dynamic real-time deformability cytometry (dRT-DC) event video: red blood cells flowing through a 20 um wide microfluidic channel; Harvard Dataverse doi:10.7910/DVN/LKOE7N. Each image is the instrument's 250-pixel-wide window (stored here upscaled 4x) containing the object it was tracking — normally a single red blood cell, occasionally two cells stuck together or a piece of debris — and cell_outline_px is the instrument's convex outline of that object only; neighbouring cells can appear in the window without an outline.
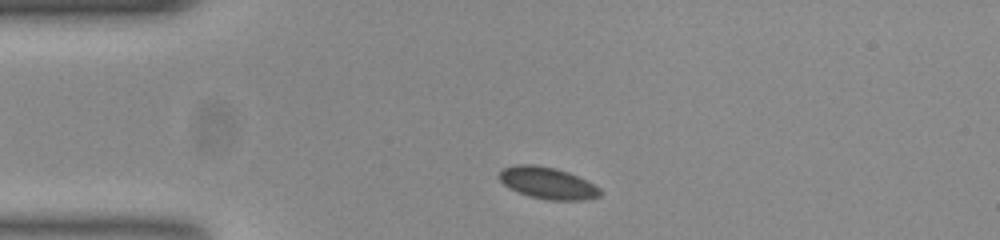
{"species": "common noctule bat (a hibernating species)", "species_latin": "Nyctalus noctula", "temperature_condition": "room temperature", "stored_images_in_passage": 45, "camera_frame_rate_fps": 3000, "um_per_image_px": 0.085, "animal": {"sex": "female", "body_mass_g": 23.0, "forearm_length_mm": 53.4}, "frame": {"image": 1, "passage_image": 3, "time_ms": 0.667, "image_size_px": [1000, 240], "cell_outline_px": [[600, 196], [580, 200], [552, 200], [532, 196], [520, 192], [504, 184], [500, 180], [500, 172], [504, 168], [524, 164], [528, 164], [552, 168], [568, 172], [600, 188]], "centroid_in_image_um": [46.56, 15.56], "position_along_channel_um": 38.4, "area_um2": 17.8}}
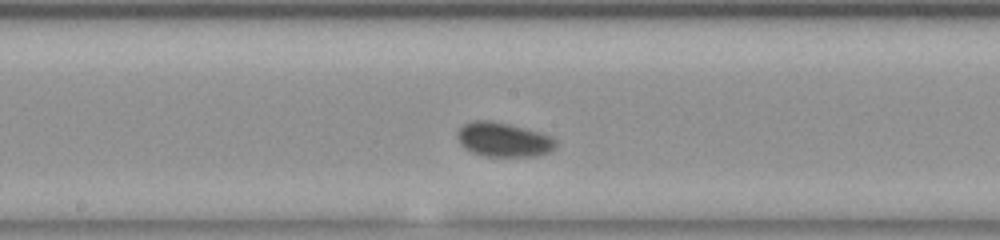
{"frame": {"image": 2, "passage_image": 19, "time_ms": 6.0, "image_size_px": [1000, 240], "cell_outline_px": [[556, 144], [548, 152], [536, 156], [484, 156], [472, 152], [460, 140], [460, 128], [464, 124], [472, 120], [492, 120], [508, 124], [536, 132], [548, 136], [556, 140]], "centroid_in_image_um": [42.8, 11.87], "position_along_channel_um": 205.4, "area_um2": 18.9}}
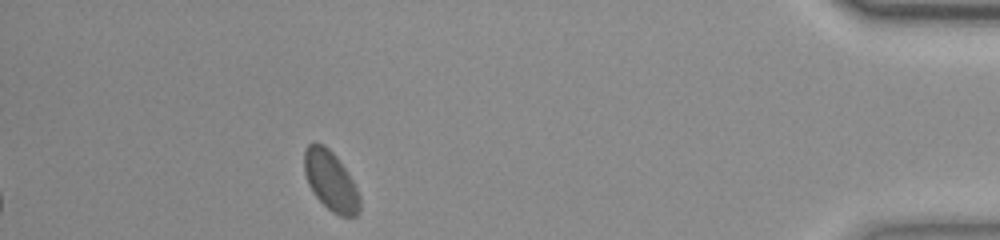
{"frame": {"image": 3, "passage_image": 40, "time_ms": 13.0, "image_size_px": [1000, 240], "cell_outline_px": [[360, 208], [356, 216], [340, 216], [332, 212], [316, 196], [308, 184], [304, 172], [304, 152], [308, 144], [324, 144], [336, 156], [352, 180], [360, 196]], "centroid_in_image_um": [28.1, 15.38], "position_along_channel_um": 407.1, "area_um2": 18.96}, "authors_computed_cell_mechanics": {"area_um2": 18.4382, "velocity_mm_per_s": 3.6863, "shape_relaxation_time_tau1_ms": null, "shape_relaxation_time_tau2_ms": 4.5706, "deformation_change_tau1": null, "deformation_change_tau2": 0.0387}}